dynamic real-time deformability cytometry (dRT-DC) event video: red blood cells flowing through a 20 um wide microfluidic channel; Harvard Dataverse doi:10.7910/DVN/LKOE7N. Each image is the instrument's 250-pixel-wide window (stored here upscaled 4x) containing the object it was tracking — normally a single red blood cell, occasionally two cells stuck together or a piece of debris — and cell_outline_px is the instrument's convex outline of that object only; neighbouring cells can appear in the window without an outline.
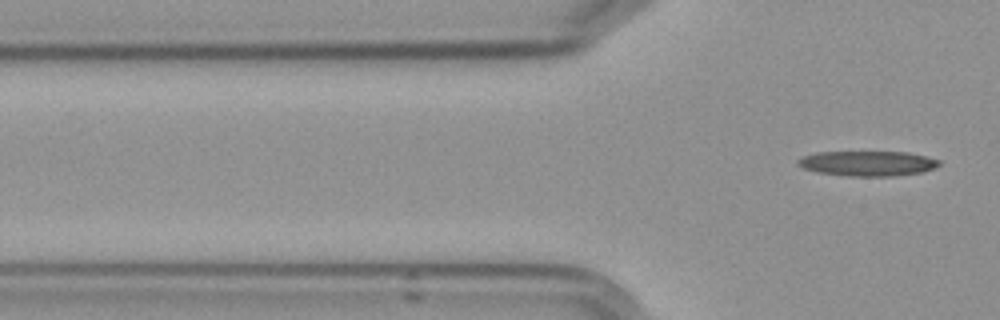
{"species": "Egyptian fruit bat (a non-hibernating species)", "species_latin": "Rousettus aegyptiacus", "temperature_condition": "cold", "stored_images_in_passage": 7, "camera_frame_rate_fps": 3000, "um_per_image_px": 0.085, "frame": {"image": 1, "passage_image": 7, "time_ms": 7.333, "image_size_px": [1000, 320], "cell_outline_px": [[940, 164], [932, 168], [920, 172], [892, 176], [848, 176], [816, 172], [804, 168], [796, 164], [796, 160], [804, 156], [816, 152], [908, 152], [940, 160]], "centroid_in_image_um": [73.69, 13.89], "position_along_channel_um": 52.1, "area_um2": 20.46}}